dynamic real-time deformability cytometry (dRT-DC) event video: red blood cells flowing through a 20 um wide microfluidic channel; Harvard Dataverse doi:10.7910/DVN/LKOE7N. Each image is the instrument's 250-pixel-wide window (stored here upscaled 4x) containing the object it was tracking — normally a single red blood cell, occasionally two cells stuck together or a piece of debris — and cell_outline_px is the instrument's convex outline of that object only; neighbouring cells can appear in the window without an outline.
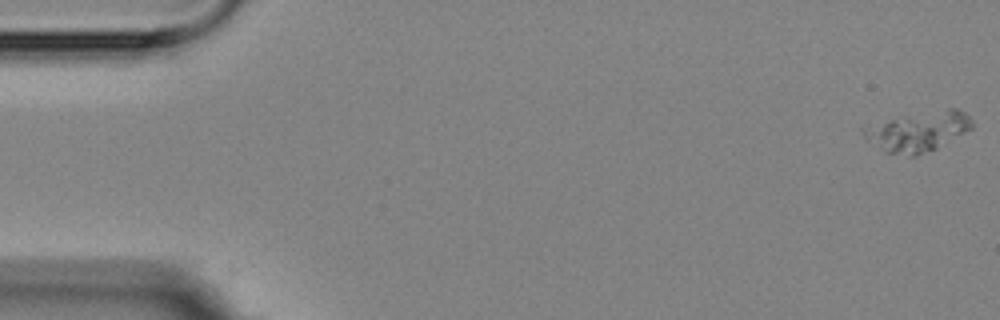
{"species": "Egyptian fruit bat (a non-hibernating species)", "species_latin": "Rousettus aegyptiacus", "temperature_condition": "room temperature", "stored_images_in_passage": 7, "camera_frame_rate_fps": 3000, "um_per_image_px": 0.085, "animal": {"sex": "female"}, "frame": {"image": 1, "passage_image": 1, "time_ms": 0.0, "image_size_px": [1000, 320], "cell_outline_px": [[972, 128], [936, 148], [916, 156], [908, 156], [884, 152], [868, 140], [860, 132], [860, 128], [908, 116], [948, 108], [956, 108], [964, 112], [972, 120]], "centroid_in_image_um": [78.04, 11.2], "position_along_channel_um": 7.0, "area_um2": 24.33}}
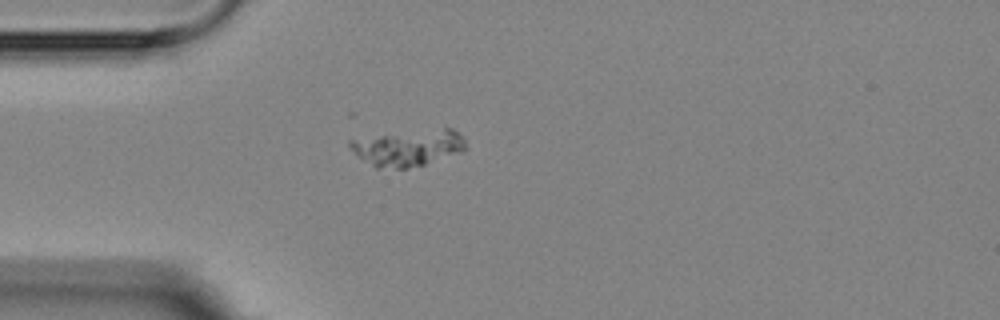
{"frame": {"image": 2, "passage_image": 5, "time_ms": 4.667, "image_size_px": [1000, 320], "cell_outline_px": [[464, 148], [460, 152], [424, 164], [408, 168], [376, 168], [360, 156], [348, 144], [348, 140], [444, 128], [452, 128], [464, 140]], "centroid_in_image_um": [34.71, 12.58], "position_along_channel_um": 50.3, "area_um2": 23.24}}
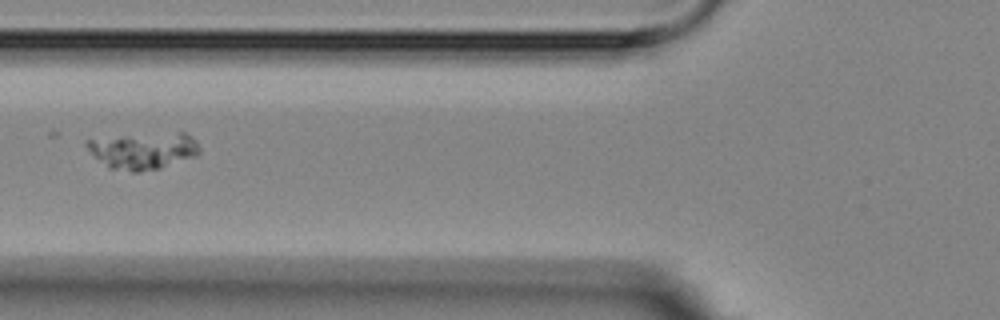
{"frame": {"image": 3, "passage_image": 7, "time_ms": 6.667, "image_size_px": [1000, 320], "cell_outline_px": [[200, 152], [196, 156], [160, 168], [140, 172], [132, 172], [108, 168], [84, 144], [84, 140], [124, 136], [180, 132], [184, 132], [192, 136], [200, 148]], "centroid_in_image_um": [12.22, 12.82], "position_along_channel_um": 113.6, "area_um2": 23.76}}